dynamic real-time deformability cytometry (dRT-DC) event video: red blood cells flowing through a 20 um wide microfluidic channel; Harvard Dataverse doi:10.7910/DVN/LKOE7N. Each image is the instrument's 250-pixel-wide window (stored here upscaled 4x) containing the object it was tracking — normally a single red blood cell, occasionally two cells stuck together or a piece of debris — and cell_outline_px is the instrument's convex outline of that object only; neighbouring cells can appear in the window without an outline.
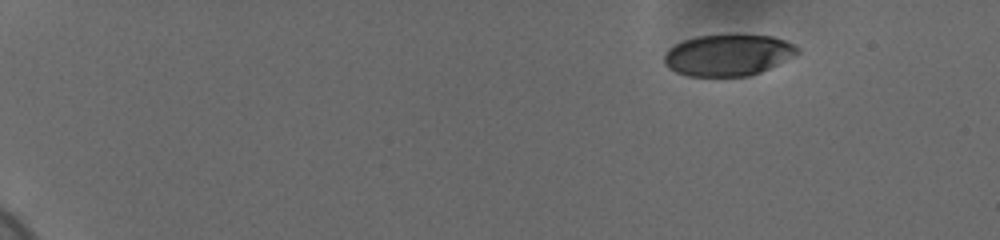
{"species": "human", "species_latin": "Homo sapiens", "temperature_condition": "cold", "stored_images_in_passage": 51, "camera_frame_rate_fps": 3000, "um_per_image_px": 0.085, "donor": {"sex": "female"}, "frame": {"image": 1, "passage_image": 1, "time_ms": 0.0, "image_size_px": [1000, 240], "cell_outline_px": [[800, 52], [760, 72], [748, 76], [688, 76], [676, 72], [668, 68], [664, 64], [664, 56], [668, 48], [684, 40], [696, 36], [736, 32], [772, 36], [784, 40], [800, 48]], "centroid_in_image_um": [61.86, 4.64], "position_along_channel_um": 23.1, "area_um2": 32.71}}
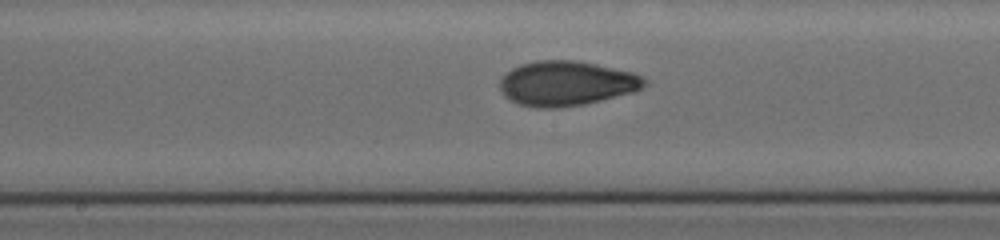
{"frame": {"image": 2, "passage_image": 27, "time_ms": 8.667, "image_size_px": [1000, 240], "cell_outline_px": [[648, 80], [640, 88], [632, 92], [584, 104], [560, 108], [536, 108], [520, 104], [504, 96], [500, 88], [500, 80], [512, 68], [520, 64], [536, 60], [576, 60], [596, 64], [632, 72]], "centroid_in_image_um": [48.12, 7.08], "position_along_channel_um": 200.1, "area_um2": 37.45}}
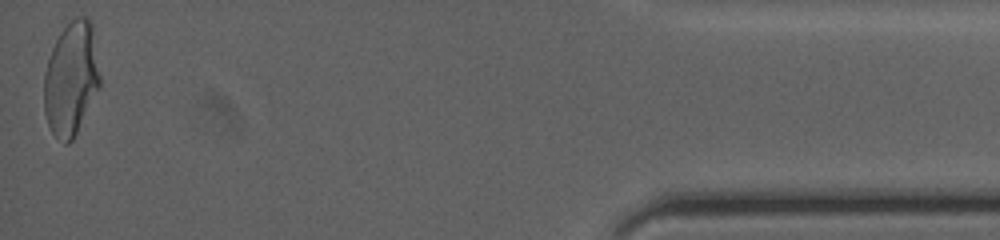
{"frame": {"image": 3, "passage_image": 51, "time_ms": 16.667, "image_size_px": [1000, 240], "cell_outline_px": [[100, 84], [72, 140], [68, 144], [64, 144], [52, 132], [48, 124], [44, 112], [44, 72], [52, 48], [60, 32], [76, 16], [88, 16], [92, 24], [100, 76]], "centroid_in_image_um": [6.03, 6.66], "position_along_channel_um": 429.2, "area_um2": 36.59}, "authors_computed_cell_mechanics": {"area_um2": 35.8938, "velocity_mm_per_s": 3.6922, "shape_relaxation_time_tau1_ms": 4.6383, "shape_relaxation_time_tau2_ms": 1.8032, "deformation_change_tau1": 0.1523, "deformation_change_tau2": 0.0671}}